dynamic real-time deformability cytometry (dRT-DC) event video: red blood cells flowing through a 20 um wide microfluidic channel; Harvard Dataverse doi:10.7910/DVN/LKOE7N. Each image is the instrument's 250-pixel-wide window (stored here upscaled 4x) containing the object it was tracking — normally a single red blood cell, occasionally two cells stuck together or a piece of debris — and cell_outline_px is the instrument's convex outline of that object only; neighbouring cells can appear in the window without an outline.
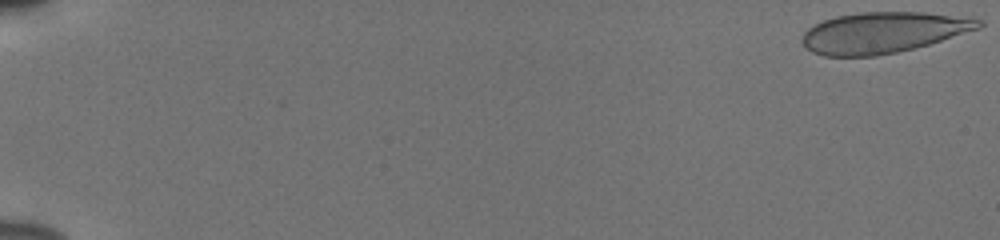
{"species": "human", "species_latin": "Homo sapiens", "temperature_condition": "cold", "stored_images_in_passage": 55, "camera_frame_rate_fps": 3000, "um_per_image_px": 0.085, "donor": {"sex": "male"}, "frame": {"image": 1, "passage_image": 1, "time_ms": 0.0, "image_size_px": [1000, 240], "cell_outline_px": [[984, 24], [980, 28], [928, 44], [896, 52], [876, 56], [824, 56], [812, 52], [804, 48], [800, 40], [804, 32], [808, 28], [824, 20], [836, 16], [860, 12], [924, 12], [984, 20]], "centroid_in_image_um": [75.01, 2.77], "position_along_channel_um": 10.0, "area_um2": 41.91}}
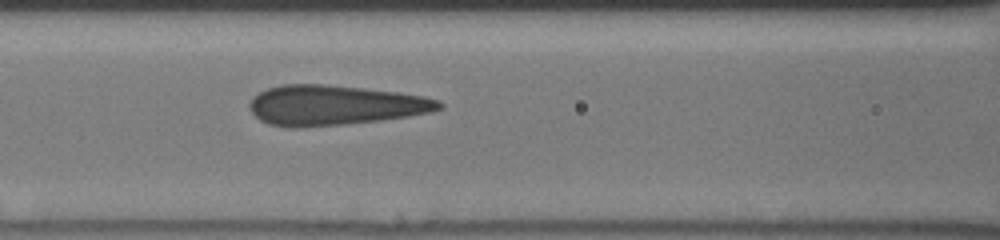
{"frame": {"image": 2, "passage_image": 26, "time_ms": 8.333, "image_size_px": [1000, 240], "cell_outline_px": [[444, 108], [432, 112], [408, 116], [380, 120], [344, 124], [300, 128], [288, 128], [268, 124], [260, 120], [248, 108], [248, 104], [252, 96], [268, 88], [284, 84], [324, 84], [364, 88], [396, 92], [424, 96], [440, 100], [444, 104]], "centroid_in_image_um": [28.43, 8.95], "position_along_channel_um": 138.2, "area_um2": 44.51}}
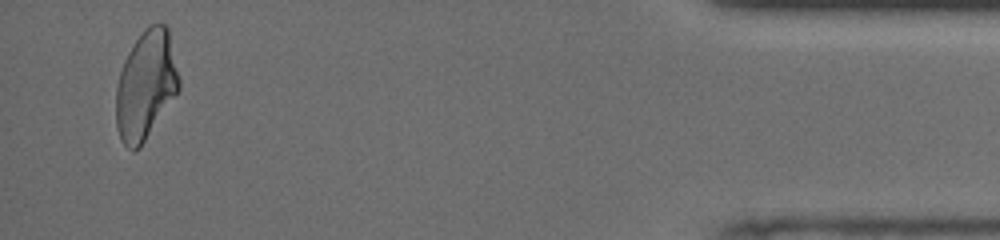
{"frame": {"image": 3, "passage_image": 53, "time_ms": 17.333, "image_size_px": [1000, 240], "cell_outline_px": [[180, 88], [140, 148], [132, 152], [120, 140], [116, 128], [116, 88], [120, 72], [124, 60], [132, 44], [144, 28], [148, 24], [164, 24], [168, 28], [180, 80]], "centroid_in_image_um": [12.38, 7.24], "position_along_channel_um": 422.8, "area_um2": 40.0}, "authors_computed_cell_mechanics": {"area_um2": 42.6564, "velocity_mm_per_s": 3.8578, "shape_relaxation_time_tau1_ms": null, "shape_relaxation_time_tau2_ms": 0.854, "deformation_change_tau1": null, "deformation_change_tau2": 0.062}}